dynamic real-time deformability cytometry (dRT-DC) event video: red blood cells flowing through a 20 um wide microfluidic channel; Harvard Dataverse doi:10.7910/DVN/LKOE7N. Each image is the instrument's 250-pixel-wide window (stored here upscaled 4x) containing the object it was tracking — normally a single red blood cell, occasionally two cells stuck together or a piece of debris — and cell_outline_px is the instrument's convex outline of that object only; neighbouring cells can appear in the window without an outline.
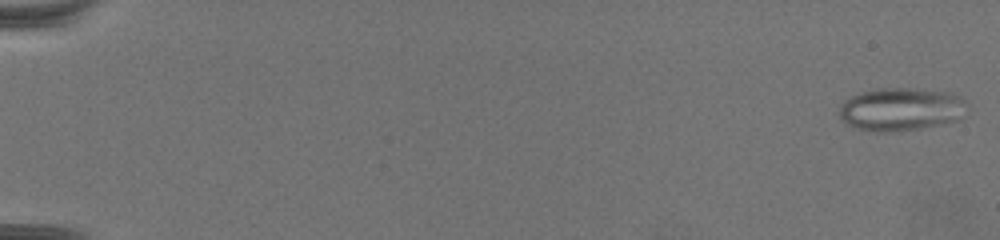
{"species": "common noctule bat (a hibernating species)", "species_latin": "Nyctalus noctula", "temperature_condition": "warm", "stored_images_in_passage": 69, "camera_frame_rate_fps": 3000, "um_per_image_px": 0.085, "animal": {"sex": "female", "body_mass_g": 19.5, "forearm_length_mm": 54.1}, "frame": {"image": 1, "passage_image": 2, "time_ms": 0.333, "image_size_px": [1000, 240], "cell_outline_px": [[964, 100], [960, 120], [920, 128], [896, 132], [876, 132], [856, 128], [848, 124], [840, 116], [840, 104], [844, 100], [860, 92], [876, 88], [908, 88], [948, 92], [960, 96]], "centroid_in_image_um": [76.53, 9.29], "position_along_channel_um": 8.5, "area_um2": 31.85}}
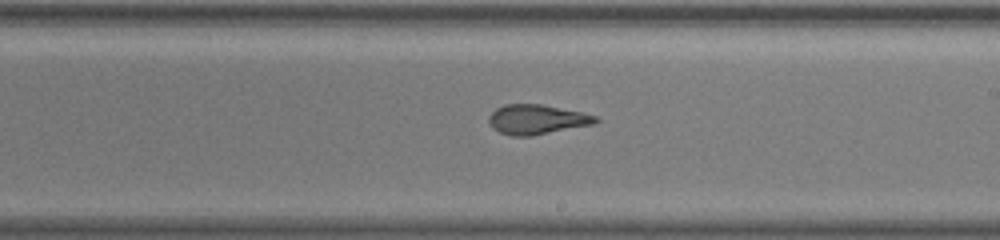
{"frame": {"image": 2, "passage_image": 43, "time_ms": 14.0, "image_size_px": [1000, 240], "cell_outline_px": [[600, 120], [596, 124], [532, 136], [512, 136], [500, 132], [492, 128], [488, 120], [488, 116], [496, 108], [504, 104], [540, 104], [580, 112], [596, 116]], "centroid_in_image_um": [45.62, 10.16], "position_along_channel_um": 243.4, "area_um2": 18.55}}
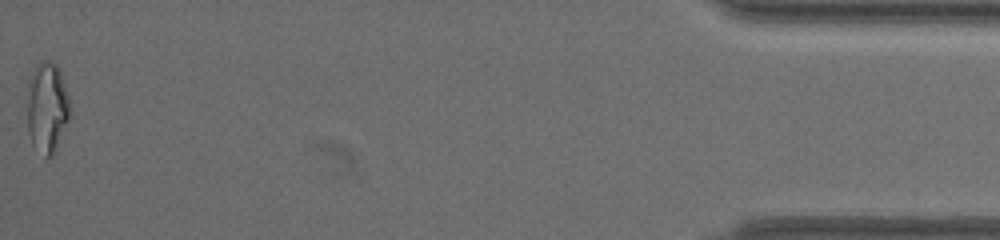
{"frame": {"image": 3, "passage_image": 69, "time_ms": 22.667, "image_size_px": [1000, 240], "cell_outline_px": [[72, 116], [56, 152], [52, 156], [44, 156], [32, 144], [28, 132], [28, 100], [32, 76], [40, 60], [44, 60], [56, 64], [60, 68], [68, 96]], "centroid_in_image_um": [4.07, 9.21], "position_along_channel_um": 431.1, "area_um2": 22.66}, "authors_computed_cell_mechanics": {"area_um2": 20.4612, "velocity_mm_per_s": 3.1536, "shape_relaxation_time_tau1_ms": null, "shape_relaxation_time_tau2_ms": 1.6135, "deformation_change_tau1": null, "deformation_change_tau2": 0.1037}}